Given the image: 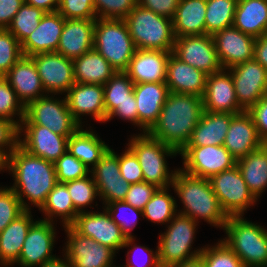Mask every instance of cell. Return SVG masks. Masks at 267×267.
Returning a JSON list of instances; mask_svg holds the SVG:
<instances>
[{
  "label": "cell",
  "instance_id": "19",
  "mask_svg": "<svg viewBox=\"0 0 267 267\" xmlns=\"http://www.w3.org/2000/svg\"><path fill=\"white\" fill-rule=\"evenodd\" d=\"M55 234L52 222L41 219L35 221L27 233L16 263L22 267H41L47 261L55 259L51 254Z\"/></svg>",
  "mask_w": 267,
  "mask_h": 267
},
{
  "label": "cell",
  "instance_id": "25",
  "mask_svg": "<svg viewBox=\"0 0 267 267\" xmlns=\"http://www.w3.org/2000/svg\"><path fill=\"white\" fill-rule=\"evenodd\" d=\"M104 87L97 84L75 83L65 96L73 118L79 123L80 116L91 114L97 121L106 122Z\"/></svg>",
  "mask_w": 267,
  "mask_h": 267
},
{
  "label": "cell",
  "instance_id": "47",
  "mask_svg": "<svg viewBox=\"0 0 267 267\" xmlns=\"http://www.w3.org/2000/svg\"><path fill=\"white\" fill-rule=\"evenodd\" d=\"M137 5L138 0H94L96 17L100 19H125Z\"/></svg>",
  "mask_w": 267,
  "mask_h": 267
},
{
  "label": "cell",
  "instance_id": "6",
  "mask_svg": "<svg viewBox=\"0 0 267 267\" xmlns=\"http://www.w3.org/2000/svg\"><path fill=\"white\" fill-rule=\"evenodd\" d=\"M93 48L116 72H125L136 47L124 19H96Z\"/></svg>",
  "mask_w": 267,
  "mask_h": 267
},
{
  "label": "cell",
  "instance_id": "33",
  "mask_svg": "<svg viewBox=\"0 0 267 267\" xmlns=\"http://www.w3.org/2000/svg\"><path fill=\"white\" fill-rule=\"evenodd\" d=\"M75 83L104 85L115 69L94 48L73 60Z\"/></svg>",
  "mask_w": 267,
  "mask_h": 267
},
{
  "label": "cell",
  "instance_id": "45",
  "mask_svg": "<svg viewBox=\"0 0 267 267\" xmlns=\"http://www.w3.org/2000/svg\"><path fill=\"white\" fill-rule=\"evenodd\" d=\"M22 57L18 39L8 29H0V76H5Z\"/></svg>",
  "mask_w": 267,
  "mask_h": 267
},
{
  "label": "cell",
  "instance_id": "60",
  "mask_svg": "<svg viewBox=\"0 0 267 267\" xmlns=\"http://www.w3.org/2000/svg\"><path fill=\"white\" fill-rule=\"evenodd\" d=\"M25 3L40 8L44 12H55L59 6V0H25Z\"/></svg>",
  "mask_w": 267,
  "mask_h": 267
},
{
  "label": "cell",
  "instance_id": "48",
  "mask_svg": "<svg viewBox=\"0 0 267 267\" xmlns=\"http://www.w3.org/2000/svg\"><path fill=\"white\" fill-rule=\"evenodd\" d=\"M24 211L25 209L11 187L0 189V232Z\"/></svg>",
  "mask_w": 267,
  "mask_h": 267
},
{
  "label": "cell",
  "instance_id": "50",
  "mask_svg": "<svg viewBox=\"0 0 267 267\" xmlns=\"http://www.w3.org/2000/svg\"><path fill=\"white\" fill-rule=\"evenodd\" d=\"M107 212L110 214L111 219L120 227L122 232L125 234L126 237H132L131 230H133L134 226L136 225V220L131 219V223L127 222L128 220L125 219H118L116 218L118 214L116 212L124 211L129 212L132 215H135L134 218L136 219V215H143V211L137 208H134L132 205L126 203L124 200L121 201H113L109 203L106 208ZM121 214V213H120ZM119 217V216H118ZM122 217V216H121Z\"/></svg>",
  "mask_w": 267,
  "mask_h": 267
},
{
  "label": "cell",
  "instance_id": "23",
  "mask_svg": "<svg viewBox=\"0 0 267 267\" xmlns=\"http://www.w3.org/2000/svg\"><path fill=\"white\" fill-rule=\"evenodd\" d=\"M64 24L65 18L58 11L46 12L37 29L21 44L23 56L56 52Z\"/></svg>",
  "mask_w": 267,
  "mask_h": 267
},
{
  "label": "cell",
  "instance_id": "51",
  "mask_svg": "<svg viewBox=\"0 0 267 267\" xmlns=\"http://www.w3.org/2000/svg\"><path fill=\"white\" fill-rule=\"evenodd\" d=\"M119 166L121 177L129 184L144 181L142 169L136 155L128 148L124 154L119 156Z\"/></svg>",
  "mask_w": 267,
  "mask_h": 267
},
{
  "label": "cell",
  "instance_id": "3",
  "mask_svg": "<svg viewBox=\"0 0 267 267\" xmlns=\"http://www.w3.org/2000/svg\"><path fill=\"white\" fill-rule=\"evenodd\" d=\"M172 186L185 205L180 214L196 222L199 217L213 226L224 228L228 216L222 210L209 179L190 175L180 169L175 171Z\"/></svg>",
  "mask_w": 267,
  "mask_h": 267
},
{
  "label": "cell",
  "instance_id": "62",
  "mask_svg": "<svg viewBox=\"0 0 267 267\" xmlns=\"http://www.w3.org/2000/svg\"><path fill=\"white\" fill-rule=\"evenodd\" d=\"M41 267H72L70 261L66 258V261L63 259L55 258L53 260L47 261Z\"/></svg>",
  "mask_w": 267,
  "mask_h": 267
},
{
  "label": "cell",
  "instance_id": "42",
  "mask_svg": "<svg viewBox=\"0 0 267 267\" xmlns=\"http://www.w3.org/2000/svg\"><path fill=\"white\" fill-rule=\"evenodd\" d=\"M14 114H19V121L22 122L25 115V106L18 99L16 92L9 85L7 79L4 76H0V118L13 121L19 127V133H21L24 127H21L19 121L12 119Z\"/></svg>",
  "mask_w": 267,
  "mask_h": 267
},
{
  "label": "cell",
  "instance_id": "17",
  "mask_svg": "<svg viewBox=\"0 0 267 267\" xmlns=\"http://www.w3.org/2000/svg\"><path fill=\"white\" fill-rule=\"evenodd\" d=\"M218 60L224 70L254 59L256 38L241 32L234 26L212 35Z\"/></svg>",
  "mask_w": 267,
  "mask_h": 267
},
{
  "label": "cell",
  "instance_id": "41",
  "mask_svg": "<svg viewBox=\"0 0 267 267\" xmlns=\"http://www.w3.org/2000/svg\"><path fill=\"white\" fill-rule=\"evenodd\" d=\"M176 201L167 193V188H158L145 205L144 217L155 223L170 222L176 215Z\"/></svg>",
  "mask_w": 267,
  "mask_h": 267
},
{
  "label": "cell",
  "instance_id": "4",
  "mask_svg": "<svg viewBox=\"0 0 267 267\" xmlns=\"http://www.w3.org/2000/svg\"><path fill=\"white\" fill-rule=\"evenodd\" d=\"M136 49L172 52V19L137 5L124 19Z\"/></svg>",
  "mask_w": 267,
  "mask_h": 267
},
{
  "label": "cell",
  "instance_id": "57",
  "mask_svg": "<svg viewBox=\"0 0 267 267\" xmlns=\"http://www.w3.org/2000/svg\"><path fill=\"white\" fill-rule=\"evenodd\" d=\"M25 0H0V29H7Z\"/></svg>",
  "mask_w": 267,
  "mask_h": 267
},
{
  "label": "cell",
  "instance_id": "56",
  "mask_svg": "<svg viewBox=\"0 0 267 267\" xmlns=\"http://www.w3.org/2000/svg\"><path fill=\"white\" fill-rule=\"evenodd\" d=\"M129 120L138 126V111L134 92L132 93V101H124L107 116L106 121L110 120L114 116Z\"/></svg>",
  "mask_w": 267,
  "mask_h": 267
},
{
  "label": "cell",
  "instance_id": "31",
  "mask_svg": "<svg viewBox=\"0 0 267 267\" xmlns=\"http://www.w3.org/2000/svg\"><path fill=\"white\" fill-rule=\"evenodd\" d=\"M30 213L25 210L0 232V264L6 266L18 261L27 233L34 223Z\"/></svg>",
  "mask_w": 267,
  "mask_h": 267
},
{
  "label": "cell",
  "instance_id": "18",
  "mask_svg": "<svg viewBox=\"0 0 267 267\" xmlns=\"http://www.w3.org/2000/svg\"><path fill=\"white\" fill-rule=\"evenodd\" d=\"M98 189V194L106 205L126 198L130 184L121 177L119 155L108 149L90 171Z\"/></svg>",
  "mask_w": 267,
  "mask_h": 267
},
{
  "label": "cell",
  "instance_id": "24",
  "mask_svg": "<svg viewBox=\"0 0 267 267\" xmlns=\"http://www.w3.org/2000/svg\"><path fill=\"white\" fill-rule=\"evenodd\" d=\"M169 94L166 82L134 84V96L138 111V125L147 133L158 120Z\"/></svg>",
  "mask_w": 267,
  "mask_h": 267
},
{
  "label": "cell",
  "instance_id": "8",
  "mask_svg": "<svg viewBox=\"0 0 267 267\" xmlns=\"http://www.w3.org/2000/svg\"><path fill=\"white\" fill-rule=\"evenodd\" d=\"M196 226L189 216L180 213L174 216L166 233L160 235L157 247L160 267H173L200 256L203 248L190 253Z\"/></svg>",
  "mask_w": 267,
  "mask_h": 267
},
{
  "label": "cell",
  "instance_id": "40",
  "mask_svg": "<svg viewBox=\"0 0 267 267\" xmlns=\"http://www.w3.org/2000/svg\"><path fill=\"white\" fill-rule=\"evenodd\" d=\"M46 12L40 8L24 3L15 14L8 30L22 44L38 27L41 18Z\"/></svg>",
  "mask_w": 267,
  "mask_h": 267
},
{
  "label": "cell",
  "instance_id": "10",
  "mask_svg": "<svg viewBox=\"0 0 267 267\" xmlns=\"http://www.w3.org/2000/svg\"><path fill=\"white\" fill-rule=\"evenodd\" d=\"M209 182L227 216H243L244 211L256 202L237 165L213 175Z\"/></svg>",
  "mask_w": 267,
  "mask_h": 267
},
{
  "label": "cell",
  "instance_id": "22",
  "mask_svg": "<svg viewBox=\"0 0 267 267\" xmlns=\"http://www.w3.org/2000/svg\"><path fill=\"white\" fill-rule=\"evenodd\" d=\"M25 138L19 145L34 156L55 163L68 148L70 136H61L45 126L24 125Z\"/></svg>",
  "mask_w": 267,
  "mask_h": 267
},
{
  "label": "cell",
  "instance_id": "43",
  "mask_svg": "<svg viewBox=\"0 0 267 267\" xmlns=\"http://www.w3.org/2000/svg\"><path fill=\"white\" fill-rule=\"evenodd\" d=\"M200 256L205 267H245L239 257L222 240L215 247L203 248Z\"/></svg>",
  "mask_w": 267,
  "mask_h": 267
},
{
  "label": "cell",
  "instance_id": "7",
  "mask_svg": "<svg viewBox=\"0 0 267 267\" xmlns=\"http://www.w3.org/2000/svg\"><path fill=\"white\" fill-rule=\"evenodd\" d=\"M128 148L138 159L144 182L157 188H168L172 185L175 171L169 175L165 155L175 156L179 153L175 148L151 137L148 133L132 138Z\"/></svg>",
  "mask_w": 267,
  "mask_h": 267
},
{
  "label": "cell",
  "instance_id": "37",
  "mask_svg": "<svg viewBox=\"0 0 267 267\" xmlns=\"http://www.w3.org/2000/svg\"><path fill=\"white\" fill-rule=\"evenodd\" d=\"M40 209L47 214L48 218H44L46 221L53 222V215L61 216L62 221H64V227L71 226L79 214L74 208L67 186L59 182L49 192L45 203Z\"/></svg>",
  "mask_w": 267,
  "mask_h": 267
},
{
  "label": "cell",
  "instance_id": "12",
  "mask_svg": "<svg viewBox=\"0 0 267 267\" xmlns=\"http://www.w3.org/2000/svg\"><path fill=\"white\" fill-rule=\"evenodd\" d=\"M239 106L248 111L267 95V70L255 59L229 68Z\"/></svg>",
  "mask_w": 267,
  "mask_h": 267
},
{
  "label": "cell",
  "instance_id": "49",
  "mask_svg": "<svg viewBox=\"0 0 267 267\" xmlns=\"http://www.w3.org/2000/svg\"><path fill=\"white\" fill-rule=\"evenodd\" d=\"M57 11L65 19H97L94 0H59Z\"/></svg>",
  "mask_w": 267,
  "mask_h": 267
},
{
  "label": "cell",
  "instance_id": "21",
  "mask_svg": "<svg viewBox=\"0 0 267 267\" xmlns=\"http://www.w3.org/2000/svg\"><path fill=\"white\" fill-rule=\"evenodd\" d=\"M202 102L204 111L232 114L244 111L237 102L231 73H225L224 69L207 75Z\"/></svg>",
  "mask_w": 267,
  "mask_h": 267
},
{
  "label": "cell",
  "instance_id": "9",
  "mask_svg": "<svg viewBox=\"0 0 267 267\" xmlns=\"http://www.w3.org/2000/svg\"><path fill=\"white\" fill-rule=\"evenodd\" d=\"M21 124L45 126L61 136H71L81 127L73 118L66 98L57 101L47 95L25 106V115Z\"/></svg>",
  "mask_w": 267,
  "mask_h": 267
},
{
  "label": "cell",
  "instance_id": "52",
  "mask_svg": "<svg viewBox=\"0 0 267 267\" xmlns=\"http://www.w3.org/2000/svg\"><path fill=\"white\" fill-rule=\"evenodd\" d=\"M157 189L158 188L155 185L144 181L130 184L124 201L132 205L134 208L143 210Z\"/></svg>",
  "mask_w": 267,
  "mask_h": 267
},
{
  "label": "cell",
  "instance_id": "13",
  "mask_svg": "<svg viewBox=\"0 0 267 267\" xmlns=\"http://www.w3.org/2000/svg\"><path fill=\"white\" fill-rule=\"evenodd\" d=\"M104 213L81 212L71 225L79 234L90 237L99 244L110 247L115 252L123 247H128L134 241L132 237H126L120 227L111 219L110 214L104 209Z\"/></svg>",
  "mask_w": 267,
  "mask_h": 267
},
{
  "label": "cell",
  "instance_id": "27",
  "mask_svg": "<svg viewBox=\"0 0 267 267\" xmlns=\"http://www.w3.org/2000/svg\"><path fill=\"white\" fill-rule=\"evenodd\" d=\"M171 52L136 49L125 73L134 84L165 82Z\"/></svg>",
  "mask_w": 267,
  "mask_h": 267
},
{
  "label": "cell",
  "instance_id": "30",
  "mask_svg": "<svg viewBox=\"0 0 267 267\" xmlns=\"http://www.w3.org/2000/svg\"><path fill=\"white\" fill-rule=\"evenodd\" d=\"M233 115L204 111L185 146L223 145Z\"/></svg>",
  "mask_w": 267,
  "mask_h": 267
},
{
  "label": "cell",
  "instance_id": "63",
  "mask_svg": "<svg viewBox=\"0 0 267 267\" xmlns=\"http://www.w3.org/2000/svg\"><path fill=\"white\" fill-rule=\"evenodd\" d=\"M6 167V160L0 155V171Z\"/></svg>",
  "mask_w": 267,
  "mask_h": 267
},
{
  "label": "cell",
  "instance_id": "14",
  "mask_svg": "<svg viewBox=\"0 0 267 267\" xmlns=\"http://www.w3.org/2000/svg\"><path fill=\"white\" fill-rule=\"evenodd\" d=\"M172 53L181 61L210 75L223 68L212 35L176 37Z\"/></svg>",
  "mask_w": 267,
  "mask_h": 267
},
{
  "label": "cell",
  "instance_id": "55",
  "mask_svg": "<svg viewBox=\"0 0 267 267\" xmlns=\"http://www.w3.org/2000/svg\"><path fill=\"white\" fill-rule=\"evenodd\" d=\"M180 0H138V5L156 14L173 18Z\"/></svg>",
  "mask_w": 267,
  "mask_h": 267
},
{
  "label": "cell",
  "instance_id": "35",
  "mask_svg": "<svg viewBox=\"0 0 267 267\" xmlns=\"http://www.w3.org/2000/svg\"><path fill=\"white\" fill-rule=\"evenodd\" d=\"M236 165L249 191L257 200L267 187V144L237 160Z\"/></svg>",
  "mask_w": 267,
  "mask_h": 267
},
{
  "label": "cell",
  "instance_id": "44",
  "mask_svg": "<svg viewBox=\"0 0 267 267\" xmlns=\"http://www.w3.org/2000/svg\"><path fill=\"white\" fill-rule=\"evenodd\" d=\"M64 184L67 186L74 208L78 213L83 212L82 207L92 203L94 198L99 195L95 181L88 175Z\"/></svg>",
  "mask_w": 267,
  "mask_h": 267
},
{
  "label": "cell",
  "instance_id": "53",
  "mask_svg": "<svg viewBox=\"0 0 267 267\" xmlns=\"http://www.w3.org/2000/svg\"><path fill=\"white\" fill-rule=\"evenodd\" d=\"M19 135V127L13 121L0 118V155L5 160L19 145ZM4 146H9L8 152L5 151V148H3Z\"/></svg>",
  "mask_w": 267,
  "mask_h": 267
},
{
  "label": "cell",
  "instance_id": "58",
  "mask_svg": "<svg viewBox=\"0 0 267 267\" xmlns=\"http://www.w3.org/2000/svg\"><path fill=\"white\" fill-rule=\"evenodd\" d=\"M254 59L267 70V34L256 38L254 45Z\"/></svg>",
  "mask_w": 267,
  "mask_h": 267
},
{
  "label": "cell",
  "instance_id": "5",
  "mask_svg": "<svg viewBox=\"0 0 267 267\" xmlns=\"http://www.w3.org/2000/svg\"><path fill=\"white\" fill-rule=\"evenodd\" d=\"M222 240L245 267H267V230L241 216H228Z\"/></svg>",
  "mask_w": 267,
  "mask_h": 267
},
{
  "label": "cell",
  "instance_id": "26",
  "mask_svg": "<svg viewBox=\"0 0 267 267\" xmlns=\"http://www.w3.org/2000/svg\"><path fill=\"white\" fill-rule=\"evenodd\" d=\"M96 19H65L57 53L74 60L93 49Z\"/></svg>",
  "mask_w": 267,
  "mask_h": 267
},
{
  "label": "cell",
  "instance_id": "28",
  "mask_svg": "<svg viewBox=\"0 0 267 267\" xmlns=\"http://www.w3.org/2000/svg\"><path fill=\"white\" fill-rule=\"evenodd\" d=\"M206 78L207 74L203 71L186 64L171 52L165 80L169 92L202 97L205 92Z\"/></svg>",
  "mask_w": 267,
  "mask_h": 267
},
{
  "label": "cell",
  "instance_id": "34",
  "mask_svg": "<svg viewBox=\"0 0 267 267\" xmlns=\"http://www.w3.org/2000/svg\"><path fill=\"white\" fill-rule=\"evenodd\" d=\"M233 26L254 38L267 34V0H238Z\"/></svg>",
  "mask_w": 267,
  "mask_h": 267
},
{
  "label": "cell",
  "instance_id": "61",
  "mask_svg": "<svg viewBox=\"0 0 267 267\" xmlns=\"http://www.w3.org/2000/svg\"><path fill=\"white\" fill-rule=\"evenodd\" d=\"M173 267H205L203 259L201 256H197L193 259L187 260L181 264L175 265Z\"/></svg>",
  "mask_w": 267,
  "mask_h": 267
},
{
  "label": "cell",
  "instance_id": "11",
  "mask_svg": "<svg viewBox=\"0 0 267 267\" xmlns=\"http://www.w3.org/2000/svg\"><path fill=\"white\" fill-rule=\"evenodd\" d=\"M179 154L184 159V172L207 179L233 168L237 163L224 145L184 146Z\"/></svg>",
  "mask_w": 267,
  "mask_h": 267
},
{
  "label": "cell",
  "instance_id": "32",
  "mask_svg": "<svg viewBox=\"0 0 267 267\" xmlns=\"http://www.w3.org/2000/svg\"><path fill=\"white\" fill-rule=\"evenodd\" d=\"M207 0H180L172 18L175 37L206 34Z\"/></svg>",
  "mask_w": 267,
  "mask_h": 267
},
{
  "label": "cell",
  "instance_id": "2",
  "mask_svg": "<svg viewBox=\"0 0 267 267\" xmlns=\"http://www.w3.org/2000/svg\"><path fill=\"white\" fill-rule=\"evenodd\" d=\"M6 169L13 172L15 183L11 187L22 207L30 210L22 196L41 208L49 192L58 183L54 163L24 150L20 145L6 158Z\"/></svg>",
  "mask_w": 267,
  "mask_h": 267
},
{
  "label": "cell",
  "instance_id": "36",
  "mask_svg": "<svg viewBox=\"0 0 267 267\" xmlns=\"http://www.w3.org/2000/svg\"><path fill=\"white\" fill-rule=\"evenodd\" d=\"M109 148L94 132L80 127L69 137L67 150L89 168L91 164L94 167Z\"/></svg>",
  "mask_w": 267,
  "mask_h": 267
},
{
  "label": "cell",
  "instance_id": "39",
  "mask_svg": "<svg viewBox=\"0 0 267 267\" xmlns=\"http://www.w3.org/2000/svg\"><path fill=\"white\" fill-rule=\"evenodd\" d=\"M103 87L106 118L118 104L132 101L134 83L125 72H116Z\"/></svg>",
  "mask_w": 267,
  "mask_h": 267
},
{
  "label": "cell",
  "instance_id": "54",
  "mask_svg": "<svg viewBox=\"0 0 267 267\" xmlns=\"http://www.w3.org/2000/svg\"><path fill=\"white\" fill-rule=\"evenodd\" d=\"M248 112L253 118L261 140L267 144V95L263 96Z\"/></svg>",
  "mask_w": 267,
  "mask_h": 267
},
{
  "label": "cell",
  "instance_id": "20",
  "mask_svg": "<svg viewBox=\"0 0 267 267\" xmlns=\"http://www.w3.org/2000/svg\"><path fill=\"white\" fill-rule=\"evenodd\" d=\"M264 144L248 111L233 115L223 145L236 160L261 148Z\"/></svg>",
  "mask_w": 267,
  "mask_h": 267
},
{
  "label": "cell",
  "instance_id": "46",
  "mask_svg": "<svg viewBox=\"0 0 267 267\" xmlns=\"http://www.w3.org/2000/svg\"><path fill=\"white\" fill-rule=\"evenodd\" d=\"M59 183H67L86 177L90 170L68 150L54 163Z\"/></svg>",
  "mask_w": 267,
  "mask_h": 267
},
{
  "label": "cell",
  "instance_id": "38",
  "mask_svg": "<svg viewBox=\"0 0 267 267\" xmlns=\"http://www.w3.org/2000/svg\"><path fill=\"white\" fill-rule=\"evenodd\" d=\"M238 0H207L205 13L206 34L233 26Z\"/></svg>",
  "mask_w": 267,
  "mask_h": 267
},
{
  "label": "cell",
  "instance_id": "15",
  "mask_svg": "<svg viewBox=\"0 0 267 267\" xmlns=\"http://www.w3.org/2000/svg\"><path fill=\"white\" fill-rule=\"evenodd\" d=\"M65 228L69 239L65 258L70 261L72 267H111L115 254L113 249L79 234L72 226Z\"/></svg>",
  "mask_w": 267,
  "mask_h": 267
},
{
  "label": "cell",
  "instance_id": "16",
  "mask_svg": "<svg viewBox=\"0 0 267 267\" xmlns=\"http://www.w3.org/2000/svg\"><path fill=\"white\" fill-rule=\"evenodd\" d=\"M37 68L45 93L68 92L75 84L73 60L57 52L30 57Z\"/></svg>",
  "mask_w": 267,
  "mask_h": 267
},
{
  "label": "cell",
  "instance_id": "29",
  "mask_svg": "<svg viewBox=\"0 0 267 267\" xmlns=\"http://www.w3.org/2000/svg\"><path fill=\"white\" fill-rule=\"evenodd\" d=\"M4 77L24 106L45 96L40 93L44 92V88L35 63L30 57L20 58Z\"/></svg>",
  "mask_w": 267,
  "mask_h": 267
},
{
  "label": "cell",
  "instance_id": "59",
  "mask_svg": "<svg viewBox=\"0 0 267 267\" xmlns=\"http://www.w3.org/2000/svg\"><path fill=\"white\" fill-rule=\"evenodd\" d=\"M141 249L140 251H143V252H148V255H149V257H150V259H147V260H150V261H148L149 263L147 264H145L144 265V267H160V263H159V255H158V250H156V252L153 254V251L152 250H150V249H148L147 247L145 248V247H142V246H135L134 245V247L132 248L133 249V251L134 250H138V249ZM136 250V251H137ZM127 265H126V267H138L137 265L138 264H134L133 262V260L130 262V260L129 259H127ZM144 264V263H143ZM140 265V264H139ZM140 266H142V265H140ZM143 267V266H142Z\"/></svg>",
  "mask_w": 267,
  "mask_h": 267
},
{
  "label": "cell",
  "instance_id": "1",
  "mask_svg": "<svg viewBox=\"0 0 267 267\" xmlns=\"http://www.w3.org/2000/svg\"><path fill=\"white\" fill-rule=\"evenodd\" d=\"M203 112L202 97L169 92L158 120L147 133L179 152L189 141Z\"/></svg>",
  "mask_w": 267,
  "mask_h": 267
}]
</instances>
